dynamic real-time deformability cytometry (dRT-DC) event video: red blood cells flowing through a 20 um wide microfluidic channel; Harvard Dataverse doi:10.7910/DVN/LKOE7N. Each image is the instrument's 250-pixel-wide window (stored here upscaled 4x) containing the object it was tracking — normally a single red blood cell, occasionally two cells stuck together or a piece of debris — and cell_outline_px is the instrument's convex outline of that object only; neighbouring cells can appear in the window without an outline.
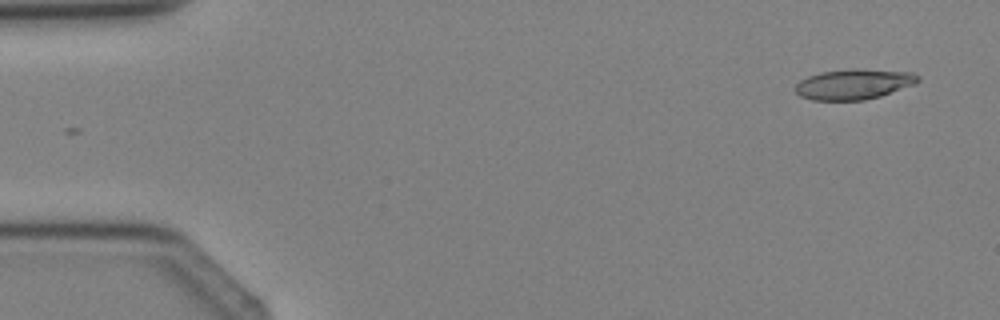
{"species": "Egyptian fruit bat (a non-hibernating species)", "species_latin": "Rousettus aegyptiacus", "temperature_condition": "cold", "stored_images_in_passage": 4, "camera_frame_rate_fps": 3000, "um_per_image_px": 0.085, "animal": {"sex": "female"}, "frame": {"image": 1, "passage_image": 1, "time_ms": 0.0, "image_size_px": [1000, 320], "cell_outline_px": [[920, 80], [916, 84], [880, 96], [864, 100], [812, 100], [800, 96], [792, 88], [800, 80], [808, 76], [820, 72], [856, 68], [912, 72], [920, 76]], "centroid_in_image_um": [72.57, 7.15], "position_along_channel_um": 12.4, "area_um2": 21.91}}